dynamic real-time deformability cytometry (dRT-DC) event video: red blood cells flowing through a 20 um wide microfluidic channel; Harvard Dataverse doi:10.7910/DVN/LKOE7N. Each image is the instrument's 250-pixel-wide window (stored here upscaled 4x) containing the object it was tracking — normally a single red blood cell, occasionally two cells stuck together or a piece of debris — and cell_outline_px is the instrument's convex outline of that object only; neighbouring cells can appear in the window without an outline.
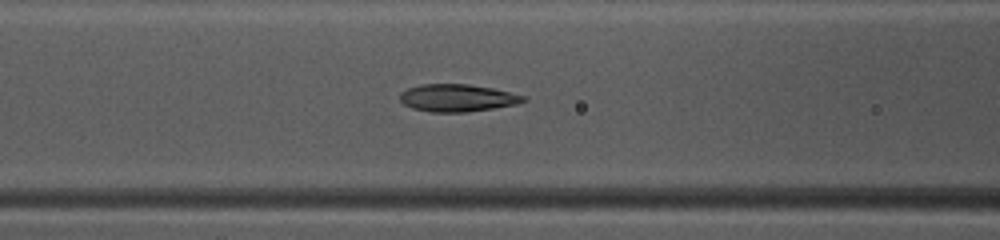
{"species": "common noctule bat (a hibernating species)", "species_latin": "Nyctalus noctula", "temperature_condition": "warm", "stored_images_in_passage": 49, "camera_frame_rate_fps": 3000, "um_per_image_px": 0.085, "animal": {"sex": "female", "body_mass_g": 10.0, "forearm_length_mm": 53.1}, "frame": {"image": 1, "passage_image": 21, "time_ms": 6.667, "image_size_px": [1000, 240], "cell_outline_px": [[528, 100], [516, 104], [468, 112], [432, 112], [412, 108], [404, 104], [400, 100], [400, 92], [408, 88], [420, 84], [468, 84], [492, 88], [524, 96]], "centroid_in_image_um": [38.84, 8.32], "position_along_channel_um": 127.8, "area_um2": 19.59}}
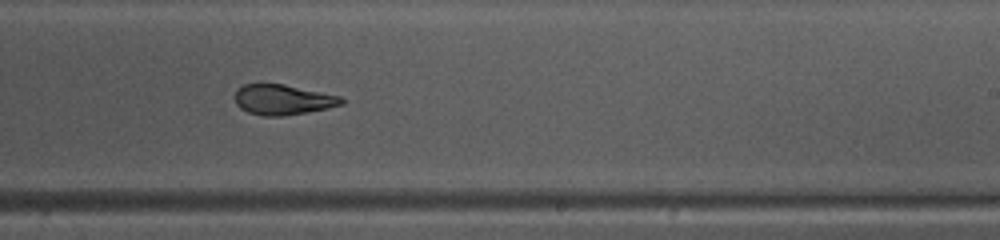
{"frame": {"image": 2, "passage_image": 31, "time_ms": 10.0, "image_size_px": [1000, 240], "cell_outline_px": [[344, 104], [328, 108], [308, 112], [280, 116], [264, 116], [248, 112], [240, 108], [236, 104], [236, 88], [244, 84], [284, 84], [340, 96], [344, 100]], "centroid_in_image_um": [24.04, 8.47], "position_along_channel_um": 265.0, "area_um2": 18.73}}
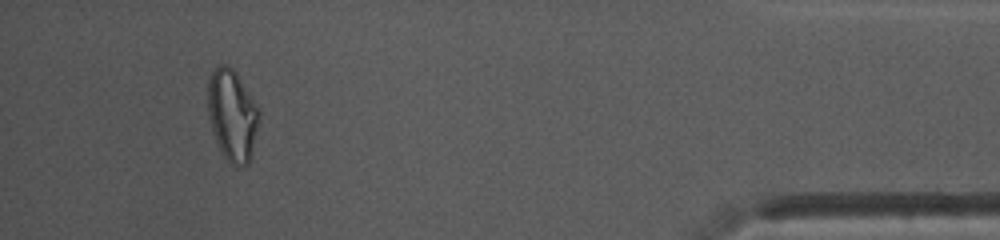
{"frame": {"image": 3, "passage_image": 46, "time_ms": 15.0, "image_size_px": [1000, 240], "cell_outline_px": [[260, 116], [252, 156], [248, 164], [240, 168], [236, 168], [228, 164], [220, 152], [208, 116], [208, 76], [212, 68], [220, 64], [224, 64], [232, 68], [236, 72], [260, 112]], "centroid_in_image_um": [19.73, 9.84], "position_along_channel_um": 415.5, "area_um2": 27.74}, "authors_computed_cell_mechanics": {"area_um2": 20.0566, "velocity_mm_per_s": 4.1086, "shape_relaxation_time_tau1_ms": 8.7189, "shape_relaxation_time_tau2_ms": 1.4422, "deformation_change_tau1": 0.2326, "deformation_change_tau2": 0.0739}}